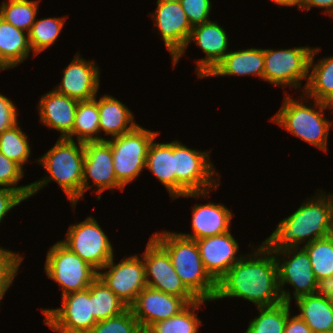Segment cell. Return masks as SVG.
Here are the masks:
<instances>
[{
	"label": "cell",
	"mask_w": 333,
	"mask_h": 333,
	"mask_svg": "<svg viewBox=\"0 0 333 333\" xmlns=\"http://www.w3.org/2000/svg\"><path fill=\"white\" fill-rule=\"evenodd\" d=\"M311 47L303 46L289 49H264L263 80L278 86L300 88L303 79L309 80V61Z\"/></svg>",
	"instance_id": "30bf717a"
},
{
	"label": "cell",
	"mask_w": 333,
	"mask_h": 333,
	"mask_svg": "<svg viewBox=\"0 0 333 333\" xmlns=\"http://www.w3.org/2000/svg\"><path fill=\"white\" fill-rule=\"evenodd\" d=\"M191 41H195L196 45L206 54L205 58L196 61L197 66L195 68L198 77L205 78L228 53L227 46L229 43L226 31L216 21H209L193 27L186 47L172 60L173 68L179 62Z\"/></svg>",
	"instance_id": "9a60e30c"
},
{
	"label": "cell",
	"mask_w": 333,
	"mask_h": 333,
	"mask_svg": "<svg viewBox=\"0 0 333 333\" xmlns=\"http://www.w3.org/2000/svg\"><path fill=\"white\" fill-rule=\"evenodd\" d=\"M158 134L138 124L125 134L106 139L112 150L115 176L124 188L145 168L149 146Z\"/></svg>",
	"instance_id": "52a82bcc"
},
{
	"label": "cell",
	"mask_w": 333,
	"mask_h": 333,
	"mask_svg": "<svg viewBox=\"0 0 333 333\" xmlns=\"http://www.w3.org/2000/svg\"><path fill=\"white\" fill-rule=\"evenodd\" d=\"M66 18L48 17L36 20L32 25L29 36V44L33 55H38L43 50L52 46L59 37Z\"/></svg>",
	"instance_id": "e575fe53"
},
{
	"label": "cell",
	"mask_w": 333,
	"mask_h": 333,
	"mask_svg": "<svg viewBox=\"0 0 333 333\" xmlns=\"http://www.w3.org/2000/svg\"><path fill=\"white\" fill-rule=\"evenodd\" d=\"M27 138L18 124L4 130L0 134V152L23 168L31 154Z\"/></svg>",
	"instance_id": "d590c367"
},
{
	"label": "cell",
	"mask_w": 333,
	"mask_h": 333,
	"mask_svg": "<svg viewBox=\"0 0 333 333\" xmlns=\"http://www.w3.org/2000/svg\"><path fill=\"white\" fill-rule=\"evenodd\" d=\"M70 251L99 272L113 257V247L94 217L69 227L66 239L60 240Z\"/></svg>",
	"instance_id": "8fae6325"
},
{
	"label": "cell",
	"mask_w": 333,
	"mask_h": 333,
	"mask_svg": "<svg viewBox=\"0 0 333 333\" xmlns=\"http://www.w3.org/2000/svg\"><path fill=\"white\" fill-rule=\"evenodd\" d=\"M17 111L11 99L0 94V134L18 124Z\"/></svg>",
	"instance_id": "60d3db41"
},
{
	"label": "cell",
	"mask_w": 333,
	"mask_h": 333,
	"mask_svg": "<svg viewBox=\"0 0 333 333\" xmlns=\"http://www.w3.org/2000/svg\"><path fill=\"white\" fill-rule=\"evenodd\" d=\"M30 51L28 33L0 17V70L16 67L27 59Z\"/></svg>",
	"instance_id": "484cf974"
},
{
	"label": "cell",
	"mask_w": 333,
	"mask_h": 333,
	"mask_svg": "<svg viewBox=\"0 0 333 333\" xmlns=\"http://www.w3.org/2000/svg\"><path fill=\"white\" fill-rule=\"evenodd\" d=\"M23 168L0 152V186L18 191L25 199L32 196L31 184L17 186L24 177Z\"/></svg>",
	"instance_id": "74e56055"
},
{
	"label": "cell",
	"mask_w": 333,
	"mask_h": 333,
	"mask_svg": "<svg viewBox=\"0 0 333 333\" xmlns=\"http://www.w3.org/2000/svg\"><path fill=\"white\" fill-rule=\"evenodd\" d=\"M106 269H108L106 271ZM102 270H105L102 272ZM98 277L128 307L136 300L138 294L147 286L143 257L131 255L114 265V257L98 272Z\"/></svg>",
	"instance_id": "4fadbf2b"
},
{
	"label": "cell",
	"mask_w": 333,
	"mask_h": 333,
	"mask_svg": "<svg viewBox=\"0 0 333 333\" xmlns=\"http://www.w3.org/2000/svg\"><path fill=\"white\" fill-rule=\"evenodd\" d=\"M296 305L301 312L298 316L313 333L333 332V304L322 290L297 298Z\"/></svg>",
	"instance_id": "d4e9b609"
},
{
	"label": "cell",
	"mask_w": 333,
	"mask_h": 333,
	"mask_svg": "<svg viewBox=\"0 0 333 333\" xmlns=\"http://www.w3.org/2000/svg\"><path fill=\"white\" fill-rule=\"evenodd\" d=\"M169 255L184 286L200 300L214 301L217 283L206 272L196 240L164 231L151 236Z\"/></svg>",
	"instance_id": "3957f363"
},
{
	"label": "cell",
	"mask_w": 333,
	"mask_h": 333,
	"mask_svg": "<svg viewBox=\"0 0 333 333\" xmlns=\"http://www.w3.org/2000/svg\"><path fill=\"white\" fill-rule=\"evenodd\" d=\"M272 2L276 3L277 5L280 6H298L300 5V0H271Z\"/></svg>",
	"instance_id": "c3c4849f"
},
{
	"label": "cell",
	"mask_w": 333,
	"mask_h": 333,
	"mask_svg": "<svg viewBox=\"0 0 333 333\" xmlns=\"http://www.w3.org/2000/svg\"><path fill=\"white\" fill-rule=\"evenodd\" d=\"M259 316L252 319L245 333H284L290 304L280 302L273 306L257 307Z\"/></svg>",
	"instance_id": "d6a6232c"
},
{
	"label": "cell",
	"mask_w": 333,
	"mask_h": 333,
	"mask_svg": "<svg viewBox=\"0 0 333 333\" xmlns=\"http://www.w3.org/2000/svg\"><path fill=\"white\" fill-rule=\"evenodd\" d=\"M89 333H144L130 308L122 314L98 321Z\"/></svg>",
	"instance_id": "8d00e7d4"
},
{
	"label": "cell",
	"mask_w": 333,
	"mask_h": 333,
	"mask_svg": "<svg viewBox=\"0 0 333 333\" xmlns=\"http://www.w3.org/2000/svg\"><path fill=\"white\" fill-rule=\"evenodd\" d=\"M284 96L282 107L272 117V121L304 142L327 151V139L333 124L324 118L323 111L331 108V104L313 99L315 108L310 102L308 107V104L298 102L290 95Z\"/></svg>",
	"instance_id": "5b68a950"
},
{
	"label": "cell",
	"mask_w": 333,
	"mask_h": 333,
	"mask_svg": "<svg viewBox=\"0 0 333 333\" xmlns=\"http://www.w3.org/2000/svg\"><path fill=\"white\" fill-rule=\"evenodd\" d=\"M84 153L82 198L85 191L91 188L89 179H92L97 187L98 200L104 190L124 189L115 176L112 150L106 140L84 143Z\"/></svg>",
	"instance_id": "5bb4252c"
},
{
	"label": "cell",
	"mask_w": 333,
	"mask_h": 333,
	"mask_svg": "<svg viewBox=\"0 0 333 333\" xmlns=\"http://www.w3.org/2000/svg\"><path fill=\"white\" fill-rule=\"evenodd\" d=\"M92 293V314L98 321L122 314L129 307L97 277L88 287Z\"/></svg>",
	"instance_id": "f546056e"
},
{
	"label": "cell",
	"mask_w": 333,
	"mask_h": 333,
	"mask_svg": "<svg viewBox=\"0 0 333 333\" xmlns=\"http://www.w3.org/2000/svg\"><path fill=\"white\" fill-rule=\"evenodd\" d=\"M255 75L263 79L264 49L250 48L228 51L224 59L207 77Z\"/></svg>",
	"instance_id": "603a6c76"
},
{
	"label": "cell",
	"mask_w": 333,
	"mask_h": 333,
	"mask_svg": "<svg viewBox=\"0 0 333 333\" xmlns=\"http://www.w3.org/2000/svg\"><path fill=\"white\" fill-rule=\"evenodd\" d=\"M322 291L326 294L327 298L333 304V280L324 284L322 286Z\"/></svg>",
	"instance_id": "bcb514c9"
},
{
	"label": "cell",
	"mask_w": 333,
	"mask_h": 333,
	"mask_svg": "<svg viewBox=\"0 0 333 333\" xmlns=\"http://www.w3.org/2000/svg\"><path fill=\"white\" fill-rule=\"evenodd\" d=\"M40 122L60 132V138H66L74 125L78 100L52 91L39 100Z\"/></svg>",
	"instance_id": "44dd1931"
},
{
	"label": "cell",
	"mask_w": 333,
	"mask_h": 333,
	"mask_svg": "<svg viewBox=\"0 0 333 333\" xmlns=\"http://www.w3.org/2000/svg\"><path fill=\"white\" fill-rule=\"evenodd\" d=\"M99 134V111L98 99L93 98L90 100L79 101L76 108V115L72 132L66 137L69 140L77 142H94L106 140Z\"/></svg>",
	"instance_id": "f1b7e54d"
},
{
	"label": "cell",
	"mask_w": 333,
	"mask_h": 333,
	"mask_svg": "<svg viewBox=\"0 0 333 333\" xmlns=\"http://www.w3.org/2000/svg\"><path fill=\"white\" fill-rule=\"evenodd\" d=\"M99 134L101 130L111 138L125 134L134 129L133 113L125 104L110 95H103L98 100Z\"/></svg>",
	"instance_id": "cb8c5ba5"
},
{
	"label": "cell",
	"mask_w": 333,
	"mask_h": 333,
	"mask_svg": "<svg viewBox=\"0 0 333 333\" xmlns=\"http://www.w3.org/2000/svg\"><path fill=\"white\" fill-rule=\"evenodd\" d=\"M308 198L290 216L281 220L262 244L273 253L299 248L316 239L330 236L333 217V194L318 193ZM306 202V203H305Z\"/></svg>",
	"instance_id": "7a4b0ae2"
},
{
	"label": "cell",
	"mask_w": 333,
	"mask_h": 333,
	"mask_svg": "<svg viewBox=\"0 0 333 333\" xmlns=\"http://www.w3.org/2000/svg\"><path fill=\"white\" fill-rule=\"evenodd\" d=\"M26 200L18 191L0 186V223L12 208Z\"/></svg>",
	"instance_id": "b9f144b4"
},
{
	"label": "cell",
	"mask_w": 333,
	"mask_h": 333,
	"mask_svg": "<svg viewBox=\"0 0 333 333\" xmlns=\"http://www.w3.org/2000/svg\"><path fill=\"white\" fill-rule=\"evenodd\" d=\"M309 254L318 282L323 286L333 280V239L328 236L303 245Z\"/></svg>",
	"instance_id": "1f68e13d"
},
{
	"label": "cell",
	"mask_w": 333,
	"mask_h": 333,
	"mask_svg": "<svg viewBox=\"0 0 333 333\" xmlns=\"http://www.w3.org/2000/svg\"><path fill=\"white\" fill-rule=\"evenodd\" d=\"M48 278L61 286L62 296L88 289L98 272L60 241L49 248L45 261Z\"/></svg>",
	"instance_id": "ba28073f"
},
{
	"label": "cell",
	"mask_w": 333,
	"mask_h": 333,
	"mask_svg": "<svg viewBox=\"0 0 333 333\" xmlns=\"http://www.w3.org/2000/svg\"><path fill=\"white\" fill-rule=\"evenodd\" d=\"M330 237L333 239V217H332V222H331Z\"/></svg>",
	"instance_id": "f907efd6"
},
{
	"label": "cell",
	"mask_w": 333,
	"mask_h": 333,
	"mask_svg": "<svg viewBox=\"0 0 333 333\" xmlns=\"http://www.w3.org/2000/svg\"><path fill=\"white\" fill-rule=\"evenodd\" d=\"M22 261L20 254L0 247V280H14Z\"/></svg>",
	"instance_id": "ab89813d"
},
{
	"label": "cell",
	"mask_w": 333,
	"mask_h": 333,
	"mask_svg": "<svg viewBox=\"0 0 333 333\" xmlns=\"http://www.w3.org/2000/svg\"><path fill=\"white\" fill-rule=\"evenodd\" d=\"M180 3L192 28L210 21V0H180Z\"/></svg>",
	"instance_id": "f35d334b"
},
{
	"label": "cell",
	"mask_w": 333,
	"mask_h": 333,
	"mask_svg": "<svg viewBox=\"0 0 333 333\" xmlns=\"http://www.w3.org/2000/svg\"><path fill=\"white\" fill-rule=\"evenodd\" d=\"M203 266L217 283L243 256H237L239 245L230 231L196 240Z\"/></svg>",
	"instance_id": "ac0fdd59"
},
{
	"label": "cell",
	"mask_w": 333,
	"mask_h": 333,
	"mask_svg": "<svg viewBox=\"0 0 333 333\" xmlns=\"http://www.w3.org/2000/svg\"><path fill=\"white\" fill-rule=\"evenodd\" d=\"M158 2H180V0H157Z\"/></svg>",
	"instance_id": "681fc988"
},
{
	"label": "cell",
	"mask_w": 333,
	"mask_h": 333,
	"mask_svg": "<svg viewBox=\"0 0 333 333\" xmlns=\"http://www.w3.org/2000/svg\"><path fill=\"white\" fill-rule=\"evenodd\" d=\"M151 17L173 60L186 47L192 30L181 3L157 1Z\"/></svg>",
	"instance_id": "2e32d148"
},
{
	"label": "cell",
	"mask_w": 333,
	"mask_h": 333,
	"mask_svg": "<svg viewBox=\"0 0 333 333\" xmlns=\"http://www.w3.org/2000/svg\"><path fill=\"white\" fill-rule=\"evenodd\" d=\"M284 333H313L310 327L298 316H288Z\"/></svg>",
	"instance_id": "7bdbcfd3"
},
{
	"label": "cell",
	"mask_w": 333,
	"mask_h": 333,
	"mask_svg": "<svg viewBox=\"0 0 333 333\" xmlns=\"http://www.w3.org/2000/svg\"><path fill=\"white\" fill-rule=\"evenodd\" d=\"M142 257L148 287L181 297L188 304L198 300L181 282L168 253L152 237Z\"/></svg>",
	"instance_id": "7c38bea8"
},
{
	"label": "cell",
	"mask_w": 333,
	"mask_h": 333,
	"mask_svg": "<svg viewBox=\"0 0 333 333\" xmlns=\"http://www.w3.org/2000/svg\"><path fill=\"white\" fill-rule=\"evenodd\" d=\"M209 153L175 141L176 198H206L211 188L214 190L219 186Z\"/></svg>",
	"instance_id": "8992f818"
},
{
	"label": "cell",
	"mask_w": 333,
	"mask_h": 333,
	"mask_svg": "<svg viewBox=\"0 0 333 333\" xmlns=\"http://www.w3.org/2000/svg\"><path fill=\"white\" fill-rule=\"evenodd\" d=\"M14 280H0V301L7 292L8 288L13 284Z\"/></svg>",
	"instance_id": "7dc6e473"
},
{
	"label": "cell",
	"mask_w": 333,
	"mask_h": 333,
	"mask_svg": "<svg viewBox=\"0 0 333 333\" xmlns=\"http://www.w3.org/2000/svg\"><path fill=\"white\" fill-rule=\"evenodd\" d=\"M149 146L146 166L176 199L175 141L156 143Z\"/></svg>",
	"instance_id": "4316f807"
},
{
	"label": "cell",
	"mask_w": 333,
	"mask_h": 333,
	"mask_svg": "<svg viewBox=\"0 0 333 333\" xmlns=\"http://www.w3.org/2000/svg\"><path fill=\"white\" fill-rule=\"evenodd\" d=\"M311 7L324 8L325 14L333 16V0H300L299 9L309 11Z\"/></svg>",
	"instance_id": "ee69618b"
},
{
	"label": "cell",
	"mask_w": 333,
	"mask_h": 333,
	"mask_svg": "<svg viewBox=\"0 0 333 333\" xmlns=\"http://www.w3.org/2000/svg\"><path fill=\"white\" fill-rule=\"evenodd\" d=\"M58 325L78 331L89 332L97 323L92 312V293L89 289L62 296V306L56 309H42Z\"/></svg>",
	"instance_id": "ffe728a7"
},
{
	"label": "cell",
	"mask_w": 333,
	"mask_h": 333,
	"mask_svg": "<svg viewBox=\"0 0 333 333\" xmlns=\"http://www.w3.org/2000/svg\"><path fill=\"white\" fill-rule=\"evenodd\" d=\"M39 2L34 0H5L0 6V17L27 33L35 22Z\"/></svg>",
	"instance_id": "836d02e7"
},
{
	"label": "cell",
	"mask_w": 333,
	"mask_h": 333,
	"mask_svg": "<svg viewBox=\"0 0 333 333\" xmlns=\"http://www.w3.org/2000/svg\"><path fill=\"white\" fill-rule=\"evenodd\" d=\"M232 212L222 204H196L192 208V234L180 233L192 240L220 235L230 231Z\"/></svg>",
	"instance_id": "7402d4cb"
},
{
	"label": "cell",
	"mask_w": 333,
	"mask_h": 333,
	"mask_svg": "<svg viewBox=\"0 0 333 333\" xmlns=\"http://www.w3.org/2000/svg\"><path fill=\"white\" fill-rule=\"evenodd\" d=\"M45 319L44 323L56 333H89L86 331L70 330L58 325L45 311L43 312Z\"/></svg>",
	"instance_id": "f6af8a7d"
},
{
	"label": "cell",
	"mask_w": 333,
	"mask_h": 333,
	"mask_svg": "<svg viewBox=\"0 0 333 333\" xmlns=\"http://www.w3.org/2000/svg\"><path fill=\"white\" fill-rule=\"evenodd\" d=\"M187 305L188 303L181 297L146 286L129 308L145 332L155 322L178 314Z\"/></svg>",
	"instance_id": "e0dca14e"
},
{
	"label": "cell",
	"mask_w": 333,
	"mask_h": 333,
	"mask_svg": "<svg viewBox=\"0 0 333 333\" xmlns=\"http://www.w3.org/2000/svg\"><path fill=\"white\" fill-rule=\"evenodd\" d=\"M206 300H196L189 303L178 314L152 324L144 333H198L202 323L195 310L205 303Z\"/></svg>",
	"instance_id": "4dcf8cb0"
},
{
	"label": "cell",
	"mask_w": 333,
	"mask_h": 333,
	"mask_svg": "<svg viewBox=\"0 0 333 333\" xmlns=\"http://www.w3.org/2000/svg\"><path fill=\"white\" fill-rule=\"evenodd\" d=\"M84 157V143L59 137L55 145L36 161L46 168L49 176L31 183L32 195L54 180L75 208L82 198Z\"/></svg>",
	"instance_id": "277c9868"
},
{
	"label": "cell",
	"mask_w": 333,
	"mask_h": 333,
	"mask_svg": "<svg viewBox=\"0 0 333 333\" xmlns=\"http://www.w3.org/2000/svg\"><path fill=\"white\" fill-rule=\"evenodd\" d=\"M280 255H284L282 259L279 257ZM274 256L278 267V285L283 302L290 304L292 300L289 290H284V284L294 287L292 294L295 300L322 290V285L316 279L312 269L309 254L303 247L284 249L274 253Z\"/></svg>",
	"instance_id": "9c48e42d"
},
{
	"label": "cell",
	"mask_w": 333,
	"mask_h": 333,
	"mask_svg": "<svg viewBox=\"0 0 333 333\" xmlns=\"http://www.w3.org/2000/svg\"><path fill=\"white\" fill-rule=\"evenodd\" d=\"M74 59L64 68L61 83L54 90L78 101L97 97L100 69L93 61H86L75 54Z\"/></svg>",
	"instance_id": "d6986e66"
},
{
	"label": "cell",
	"mask_w": 333,
	"mask_h": 333,
	"mask_svg": "<svg viewBox=\"0 0 333 333\" xmlns=\"http://www.w3.org/2000/svg\"><path fill=\"white\" fill-rule=\"evenodd\" d=\"M320 51V48H313L309 61V80L305 91L302 92L301 98L306 100L304 96L311 97L320 102L333 103V56L325 57L314 63V56Z\"/></svg>",
	"instance_id": "83f0119b"
},
{
	"label": "cell",
	"mask_w": 333,
	"mask_h": 333,
	"mask_svg": "<svg viewBox=\"0 0 333 333\" xmlns=\"http://www.w3.org/2000/svg\"><path fill=\"white\" fill-rule=\"evenodd\" d=\"M258 247L253 254L243 256L217 282L214 300L237 297L248 300L257 307L282 302L274 253L263 244Z\"/></svg>",
	"instance_id": "6da1fadb"
}]
</instances>
